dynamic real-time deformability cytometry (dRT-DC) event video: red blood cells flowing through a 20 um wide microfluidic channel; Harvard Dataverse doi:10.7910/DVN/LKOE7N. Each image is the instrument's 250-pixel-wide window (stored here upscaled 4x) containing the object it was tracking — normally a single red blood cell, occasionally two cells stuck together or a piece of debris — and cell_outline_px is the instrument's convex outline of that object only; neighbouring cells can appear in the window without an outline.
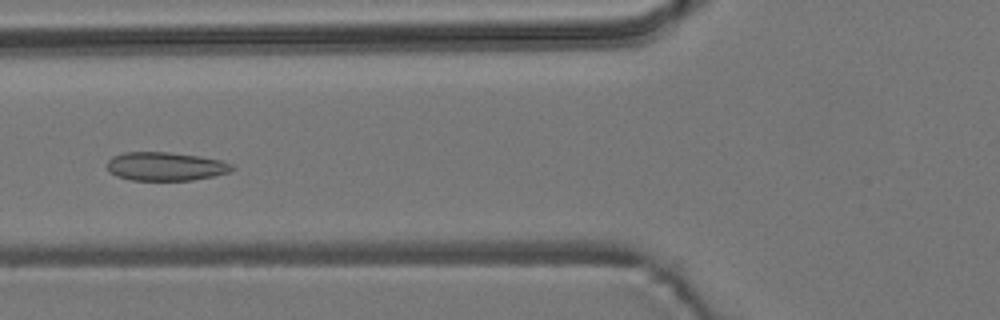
{"species": "common noctule bat (a hibernating species)", "species_latin": "Nyctalus noctula", "temperature_condition": "room temperature", "stored_images_in_passage": 55, "camera_frame_rate_fps": 3000, "um_per_image_px": 0.085, "animal": {"sex": "male", "body_mass_g": 19.2, "forearm_length_mm": 51.8}, "frame": {"image": 1, "passage_image": 21, "time_ms": 6.667, "image_size_px": [1000, 320], "cell_outline_px": [[236, 168], [232, 172], [192, 180], [128, 180], [116, 176], [108, 172], [108, 160], [112, 156], [124, 152], [168, 152], [200, 156], [220, 160], [232, 164]], "centroid_in_image_um": [14.07, 14.14], "position_along_channel_um": 111.7, "area_um2": 20.98}}
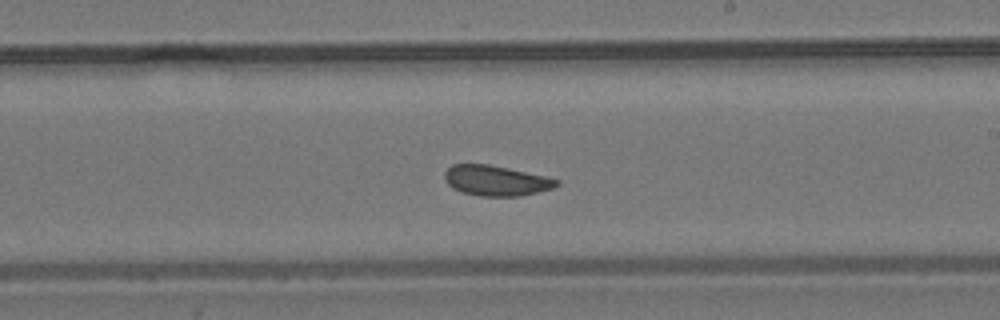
{"frame": {"image": 2, "passage_image": 32, "time_ms": 10.333, "image_size_px": [1000, 320], "cell_outline_px": [[560, 184], [552, 188], [520, 196], [480, 196], [460, 192], [452, 188], [444, 180], [444, 172], [452, 164], [488, 164], [544, 176], [560, 180]], "centroid_in_image_um": [42.11, 15.35], "position_along_channel_um": 246.9, "area_um2": 19.71}}
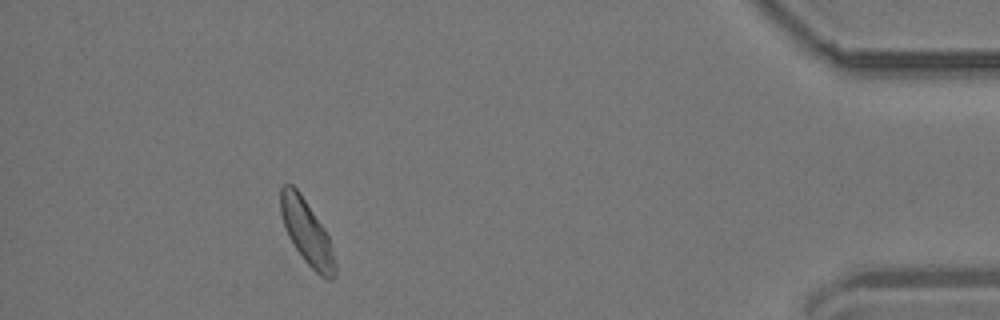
{"frame": {"image": 3, "passage_image": 50, "time_ms": 16.333, "image_size_px": [1000, 320], "cell_outline_px": [[336, 276], [332, 280], [328, 280], [320, 276], [304, 260], [288, 236], [284, 228], [280, 212], [280, 188], [284, 184], [292, 184], [300, 192], [324, 228], [328, 236], [336, 264]], "centroid_in_image_um": [26.07, 19.74], "position_along_channel_um": 409.1, "area_um2": 20.46}, "authors_computed_cell_mechanics": {"area_um2": 20.6924, "velocity_mm_per_s": 3.6848, "shape_relaxation_time_tau1_ms": 3.6158, "shape_relaxation_time_tau2_ms": 1.938, "deformation_change_tau1": 0.0696, "deformation_change_tau2": 0.0924}}